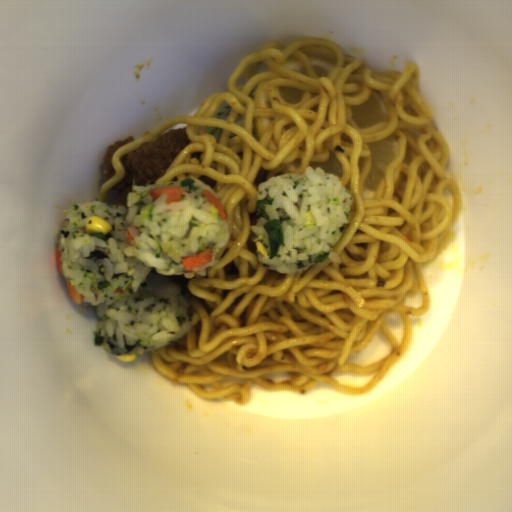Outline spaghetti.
I'll return each instance as SVG.
<instances>
[{
    "instance_id": "spaghetti-1",
    "label": "spaghetti",
    "mask_w": 512,
    "mask_h": 512,
    "mask_svg": "<svg viewBox=\"0 0 512 512\" xmlns=\"http://www.w3.org/2000/svg\"><path fill=\"white\" fill-rule=\"evenodd\" d=\"M308 56L333 64L327 78H318ZM263 81H270L271 108L258 109L253 95ZM278 85L304 91L300 103L288 105ZM371 90L384 95L390 119L361 128L350 106L364 102ZM224 103L232 107L227 120L213 119ZM182 128L191 143L154 184L187 178L206 183L225 210L230 235L205 275H171L188 303L191 327L171 345L149 351V362L204 401L244 406L256 384L282 392L321 384L368 395L401 362L412 319L430 309L425 264L451 243L461 216L449 146L420 93L419 67L410 62L402 72L376 70L323 36L270 41L242 60L224 92L203 101L192 117L168 118L120 147L112 155L115 174L103 181L98 201L112 205V188L125 175L124 155ZM395 133L398 156L374 197L362 198L371 167L367 143ZM331 151L355 199L334 247L342 263L328 259L289 275L262 267L249 228L257 221V185L278 174L303 173ZM417 293L422 307L405 306V297ZM396 311L404 326L399 347L384 322ZM378 330L391 354L368 367L345 363ZM374 371L365 387L330 377Z\"/></svg>"
}]
</instances>
